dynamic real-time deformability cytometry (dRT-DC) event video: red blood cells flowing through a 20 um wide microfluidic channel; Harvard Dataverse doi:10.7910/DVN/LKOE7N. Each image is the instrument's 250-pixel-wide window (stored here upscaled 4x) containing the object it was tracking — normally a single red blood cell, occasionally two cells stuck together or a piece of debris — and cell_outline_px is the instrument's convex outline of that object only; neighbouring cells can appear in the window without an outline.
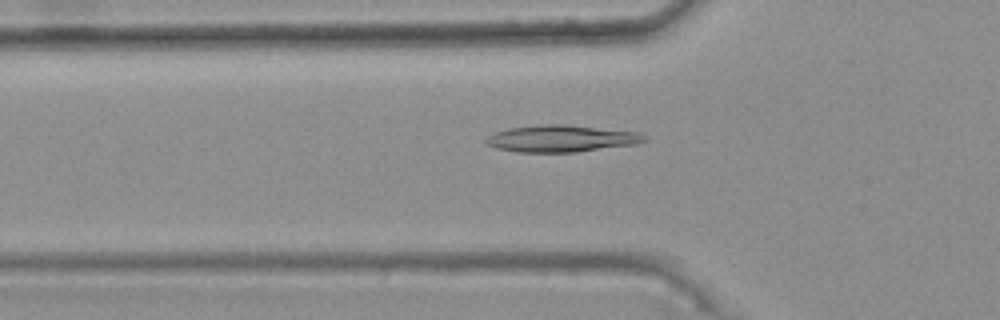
{"species": "common noctule bat (a hibernating species)", "species_latin": "Nyctalus noctula", "temperature_condition": "warm", "stored_images_in_passage": 49, "camera_frame_rate_fps": 3000, "um_per_image_px": 0.085, "animal": {"sex": "female", "body_mass_g": 25.1}, "frame": {"image": 1, "passage_image": 18, "time_ms": 5.667, "image_size_px": [1000, 320], "cell_outline_px": [[648, 140], [636, 144], [576, 152], [516, 152], [496, 148], [484, 144], [484, 140], [488, 136], [496, 132], [508, 128], [540, 124], [564, 124], [640, 132]], "centroid_in_image_um": [47.68, 11.77], "position_along_channel_um": 78.1, "area_um2": 24.91}}
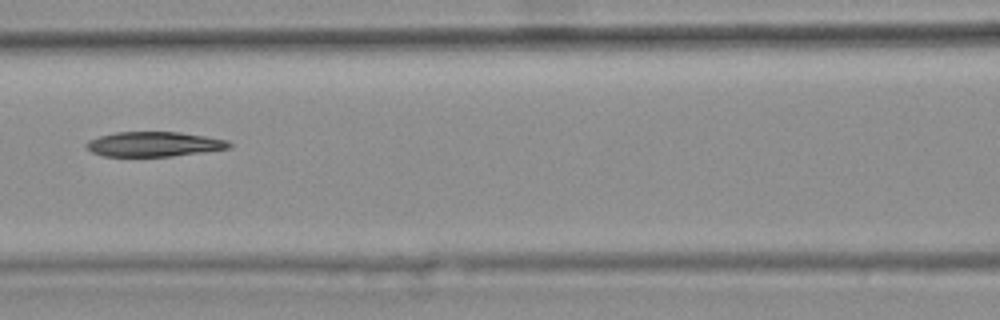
{"frame": {"image": 2, "passage_image": 24, "time_ms": 7.667, "image_size_px": [1000, 320], "cell_outline_px": [[232, 144], [228, 148], [204, 152], [172, 156], [104, 156], [92, 152], [84, 148], [84, 144], [88, 140], [100, 136], [116, 132], [180, 132], [228, 140]], "centroid_in_image_um": [13.05, 12.25], "position_along_channel_um": 153.6, "area_um2": 20.63}}
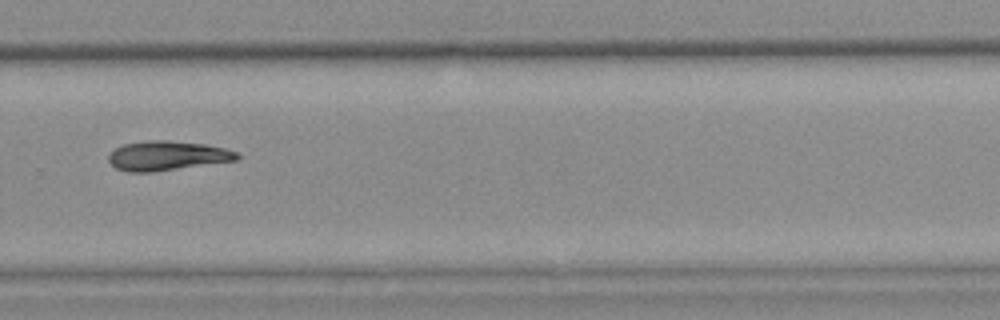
{"frame": {"image": 3, "passage_image": 37, "time_ms": 12.0, "image_size_px": [1000, 320], "cell_outline_px": [[240, 156], [236, 160], [152, 172], [128, 172], [116, 168], [108, 160], [108, 156], [116, 148], [124, 144], [148, 140], [168, 140], [204, 144], [224, 148], [240, 152]], "centroid_in_image_um": [14.22, 13.23], "position_along_channel_um": 315.6, "area_um2": 21.91}, "authors_computed_cell_mechanics": {"area_um2": 22.0218, "velocity_mm_per_s": 3.7567, "shape_relaxation_time_tau1_ms": 9.8636, "shape_relaxation_time_tau2_ms": null, "deformation_change_tau1": 0.165, "deformation_change_tau2": null}}